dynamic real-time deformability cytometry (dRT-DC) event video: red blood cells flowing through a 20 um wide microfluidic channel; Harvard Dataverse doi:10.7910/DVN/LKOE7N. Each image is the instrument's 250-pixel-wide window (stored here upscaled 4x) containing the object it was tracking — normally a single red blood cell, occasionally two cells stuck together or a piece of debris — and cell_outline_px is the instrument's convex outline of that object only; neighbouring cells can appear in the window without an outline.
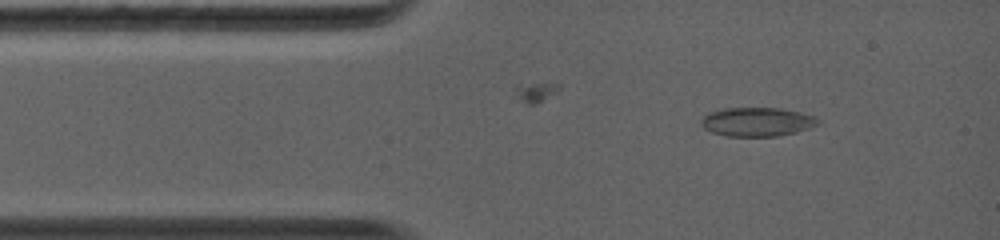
{"species": "common noctule bat (a hibernating species)", "species_latin": "Nyctalus noctula", "temperature_condition": "warm", "stored_images_in_passage": 30, "camera_frame_rate_fps": 5000, "um_per_image_px": 0.085, "animal": {"sex": "female", "body_mass_g": 19.0, "forearm_length_mm": 56.7}, "frame": {"image": 1, "passage_image": 3, "time_ms": 0.6, "image_size_px": [1000, 240], "cell_outline_px": [[820, 124], [796, 132], [776, 136], [728, 136], [712, 132], [704, 128], [700, 124], [700, 120], [708, 112], [724, 108], [780, 108], [800, 112], [816, 116], [820, 120]], "centroid_in_image_um": [64.36, 10.35], "position_along_channel_um": 20.6, "area_um2": 19.77}}
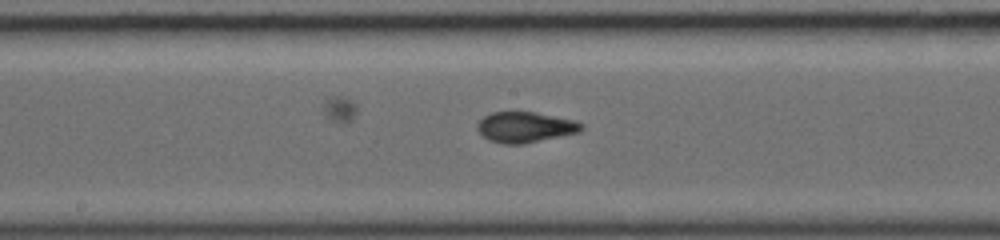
{"frame": {"image": 2, "passage_image": 16, "time_ms": 5.6, "image_size_px": [1000, 240], "cell_outline_px": [[584, 128], [580, 132], [524, 144], [504, 144], [488, 140], [476, 128], [476, 124], [484, 116], [492, 112], [532, 112], [576, 120], [584, 124]], "centroid_in_image_um": [44.66, 10.81], "position_along_channel_um": 203.5, "area_um2": 18.61}}
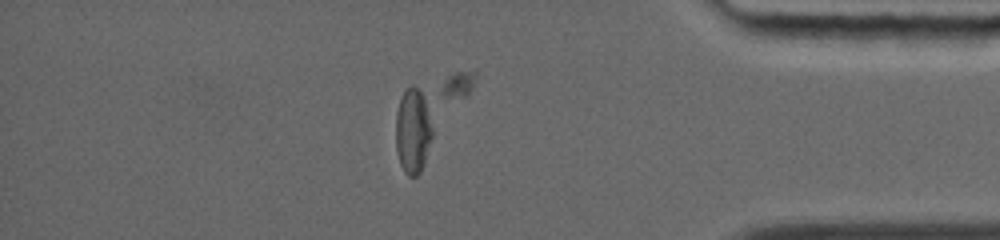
{"frame": {"image": 3, "passage_image": 26, "time_ms": 10.8, "image_size_px": [1000, 240], "cell_outline_px": [[432, 136], [424, 164], [420, 172], [416, 176], [408, 176], [404, 172], [400, 164], [396, 148], [396, 112], [400, 100], [404, 92], [412, 84], [420, 92], [424, 100], [432, 128]], "centroid_in_image_um": [35.07, 11.19], "position_along_channel_um": 400.1, "area_um2": 17.74}, "authors_computed_cell_mechanics": {"area_um2": 18.6983, "velocity_mm_per_s": 4.3011, "shape_relaxation_time_tau1_ms": null, "shape_relaxation_time_tau2_ms": 2.0803, "deformation_change_tau1": null, "deformation_change_tau2": 0.0762}}